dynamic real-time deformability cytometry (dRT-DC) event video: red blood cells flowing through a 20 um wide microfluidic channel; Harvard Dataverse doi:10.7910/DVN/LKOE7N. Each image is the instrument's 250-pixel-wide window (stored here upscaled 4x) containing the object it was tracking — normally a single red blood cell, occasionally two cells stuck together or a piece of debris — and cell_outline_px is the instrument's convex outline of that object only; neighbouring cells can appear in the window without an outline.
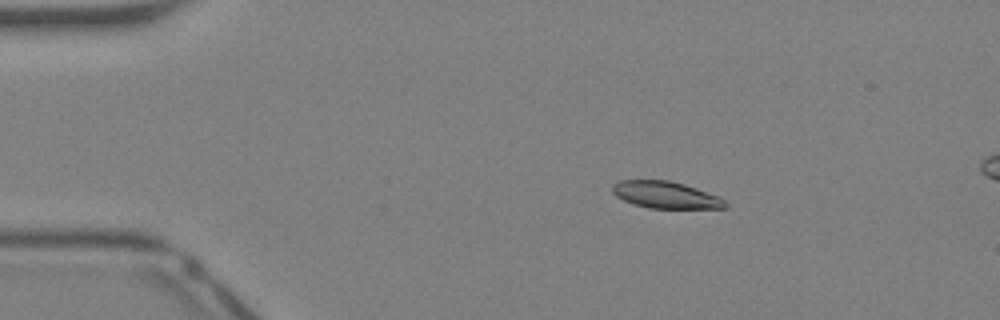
{"species": "Egyptian fruit bat (a non-hibernating species)", "species_latin": "Rousettus aegyptiacus", "temperature_condition": "warm", "stored_images_in_passage": 13, "camera_frame_rate_fps": 3000, "um_per_image_px": 0.085, "animal": {"sex": "female"}, "frame": {"image": 1, "passage_image": 8, "time_ms": 2.333, "image_size_px": [1000, 320], "cell_outline_px": [[728, 208], [648, 208], [624, 200], [616, 196], [612, 192], [612, 184], [620, 180], [668, 180], [684, 184], [720, 196], [728, 204]], "centroid_in_image_um": [56.6, 16.56], "position_along_channel_um": 28.4, "area_um2": 17.69}}